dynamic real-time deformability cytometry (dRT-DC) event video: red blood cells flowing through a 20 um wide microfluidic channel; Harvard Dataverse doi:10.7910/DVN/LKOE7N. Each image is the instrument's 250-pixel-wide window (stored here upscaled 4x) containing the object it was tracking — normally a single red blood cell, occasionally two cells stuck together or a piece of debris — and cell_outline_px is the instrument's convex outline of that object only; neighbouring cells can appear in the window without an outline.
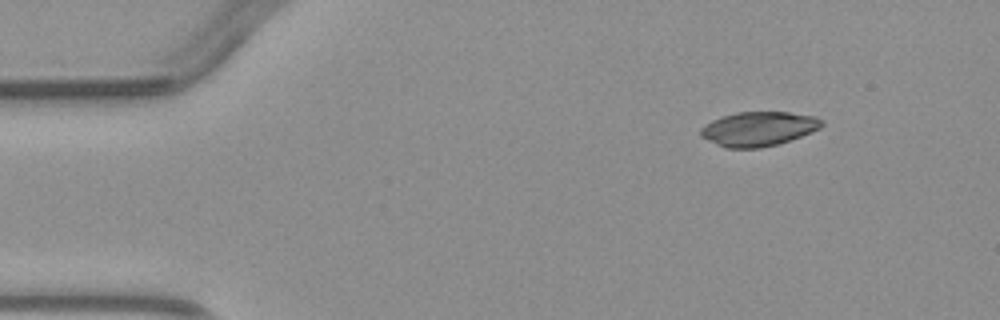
{"species": "common noctule bat (a hibernating species)", "species_latin": "Nyctalus noctula", "temperature_condition": "warm", "stored_images_in_passage": 3, "camera_frame_rate_fps": 3000, "um_per_image_px": 0.085, "animal": {"sex": "male", "body_mass_g": 23.1, "forearm_length_mm": 52.7}, "frame": {"image": 1, "passage_image": 1, "time_ms": 0.0, "image_size_px": [1000, 320], "cell_outline_px": [[824, 124], [820, 128], [800, 136], [776, 144], [760, 148], [724, 148], [700, 136], [700, 128], [704, 124], [720, 116], [736, 112], [788, 112], [816, 116], [824, 120]], "centroid_in_image_um": [64.44, 10.94], "position_along_channel_um": 20.6, "area_um2": 24.33}}